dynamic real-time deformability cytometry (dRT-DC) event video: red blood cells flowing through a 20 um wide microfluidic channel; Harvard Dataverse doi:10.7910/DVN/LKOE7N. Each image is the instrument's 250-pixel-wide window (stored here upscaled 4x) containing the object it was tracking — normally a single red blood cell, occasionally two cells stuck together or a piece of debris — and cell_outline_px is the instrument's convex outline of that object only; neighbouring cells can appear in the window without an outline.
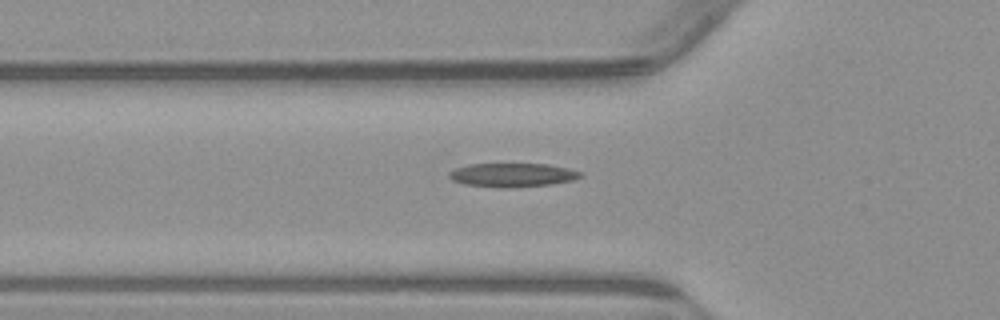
{"species": "common noctule bat (a hibernating species)", "species_latin": "Nyctalus noctula", "temperature_condition": "warm", "stored_images_in_passage": 32, "camera_frame_rate_fps": 3000, "um_per_image_px": 0.085, "animal": {"sex": "male", "body_mass_g": 23.1, "forearm_length_mm": 52.7}, "frame": {"image": 1, "passage_image": 3, "time_ms": 0.667, "image_size_px": [1000, 320], "cell_outline_px": [[584, 172], [580, 176], [572, 180], [552, 184], [508, 188], [500, 188], [464, 184], [452, 180], [448, 176], [448, 172], [456, 168], [468, 164], [548, 164], [568, 168]], "centroid_in_image_um": [43.54, 14.87], "position_along_channel_um": 82.3, "area_um2": 18.26}}
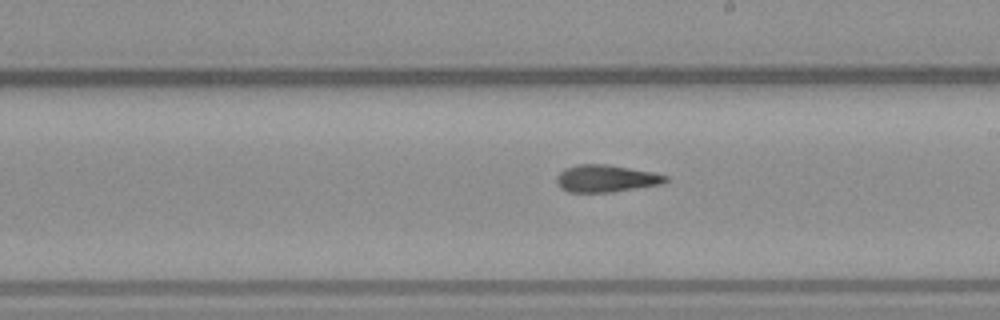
{"frame": {"image": 2, "passage_image": 15, "time_ms": 4.667, "image_size_px": [1000, 320], "cell_outline_px": [[668, 180], [664, 184], [612, 192], [568, 192], [560, 188], [556, 184], [556, 176], [564, 168], [576, 164], [608, 164], [652, 172], [668, 176]], "centroid_in_image_um": [51.49, 15.17], "position_along_channel_um": 237.5, "area_um2": 17.51}}
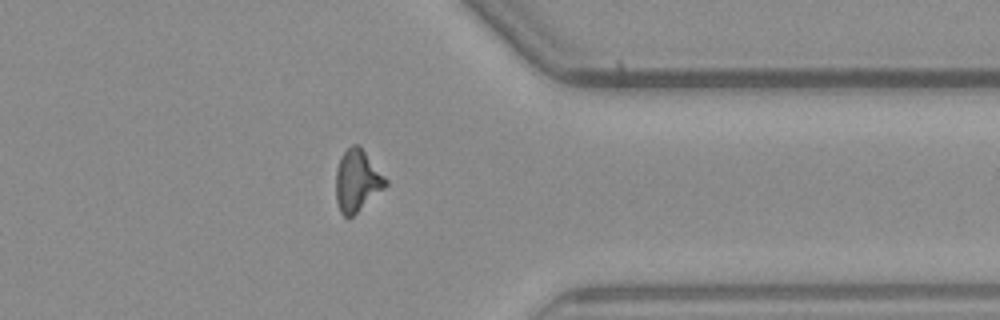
{"frame": {"image": 3, "passage_image": 27, "time_ms": 8.667, "image_size_px": [1000, 320], "cell_outline_px": [[388, 184], [384, 188], [352, 216], [344, 216], [340, 212], [336, 200], [336, 168], [344, 152], [352, 144], [360, 144], [388, 180]], "centroid_in_image_um": [30.36, 15.32], "position_along_channel_um": 381.0, "area_um2": 17.8}}